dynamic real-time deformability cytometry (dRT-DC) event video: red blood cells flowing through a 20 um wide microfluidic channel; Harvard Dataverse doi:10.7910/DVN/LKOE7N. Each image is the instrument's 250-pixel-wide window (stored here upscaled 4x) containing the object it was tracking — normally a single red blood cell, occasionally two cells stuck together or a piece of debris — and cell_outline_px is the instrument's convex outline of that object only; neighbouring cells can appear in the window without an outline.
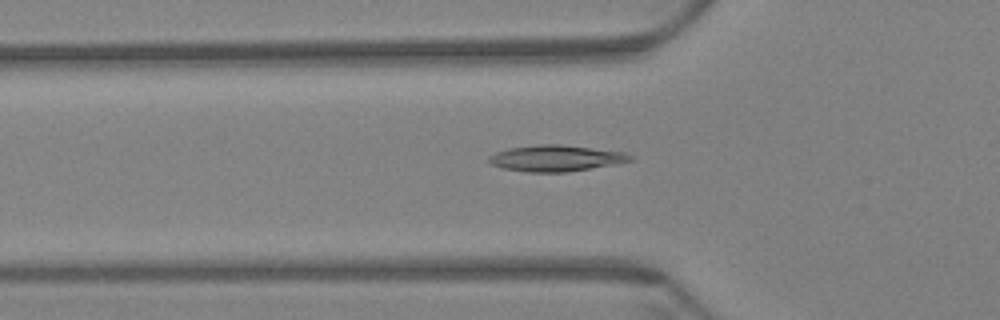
{"species": "Egyptian fruit bat (a non-hibernating species)", "species_latin": "Rousettus aegyptiacus", "temperature_condition": "warm", "stored_images_in_passage": 58, "camera_frame_rate_fps": 3000, "um_per_image_px": 0.085, "animal": {"sex": "female"}, "frame": {"image": 1, "passage_image": 20, "time_ms": 6.333, "image_size_px": [1000, 320], "cell_outline_px": [[632, 160], [612, 164], [568, 172], [528, 172], [504, 168], [488, 164], [488, 156], [496, 152], [508, 148], [540, 144], [560, 144], [624, 152], [632, 156]], "centroid_in_image_um": [47.18, 13.44], "position_along_channel_um": 78.6, "area_um2": 21.39}}
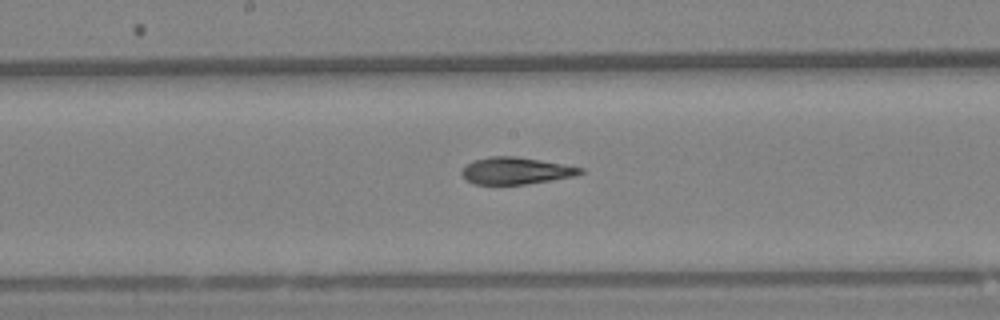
{"frame": {"image": 2, "passage_image": 31, "time_ms": 10.0, "image_size_px": [1000, 320], "cell_outline_px": [[584, 172], [576, 176], [524, 184], [476, 184], [468, 180], [460, 172], [468, 164], [476, 160], [488, 156], [516, 156], [564, 164], [584, 168]], "centroid_in_image_um": [43.9, 14.5], "position_along_channel_um": 204.3, "area_um2": 18.38}}
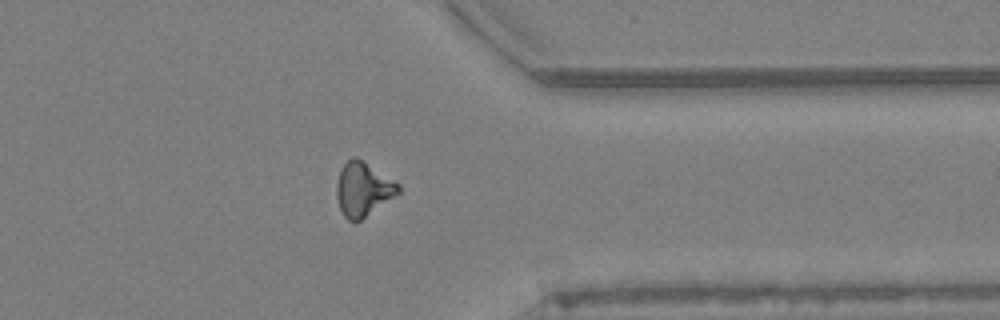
{"frame": {"image": 3, "passage_image": 47, "time_ms": 15.333, "image_size_px": [1000, 320], "cell_outline_px": [[400, 192], [360, 220], [348, 220], [344, 216], [340, 208], [336, 196], [336, 184], [340, 168], [352, 156], [356, 156], [400, 184]], "centroid_in_image_um": [30.84, 16.05], "position_along_channel_um": 380.6, "area_um2": 19.19}}